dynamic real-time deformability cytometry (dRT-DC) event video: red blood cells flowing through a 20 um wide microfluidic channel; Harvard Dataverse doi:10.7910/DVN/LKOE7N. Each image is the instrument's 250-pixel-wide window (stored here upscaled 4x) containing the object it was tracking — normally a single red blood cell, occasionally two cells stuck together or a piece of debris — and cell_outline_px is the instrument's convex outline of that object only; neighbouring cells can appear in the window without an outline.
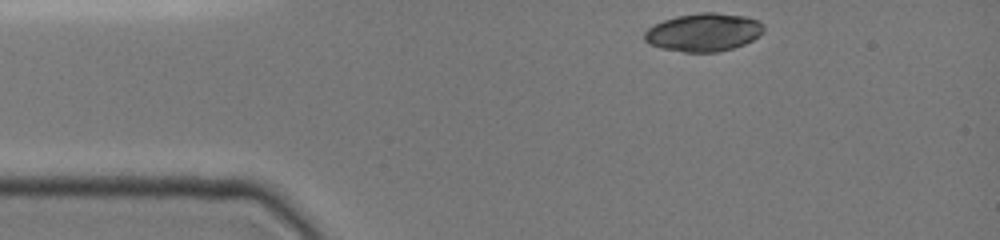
{"species": "common noctule bat (a hibernating species)", "species_latin": "Nyctalus noctula", "temperature_condition": "cold", "stored_images_in_passage": 13, "camera_frame_rate_fps": 3000, "um_per_image_px": 0.085, "animal": {"sex": "female", "body_mass_g": 19.0, "forearm_length_mm": 51.5}, "frame": {"image": 1, "passage_image": 1, "time_ms": 0.0, "image_size_px": [1000, 240], "cell_outline_px": [[764, 32], [752, 40], [744, 44], [732, 48], [716, 52], [684, 52], [660, 48], [648, 44], [644, 40], [644, 32], [648, 28], [664, 20], [676, 16], [700, 12], [716, 12], [744, 16], [756, 20], [764, 24]], "centroid_in_image_um": [59.79, 2.74], "position_along_channel_um": 25.2, "area_um2": 26.53}}
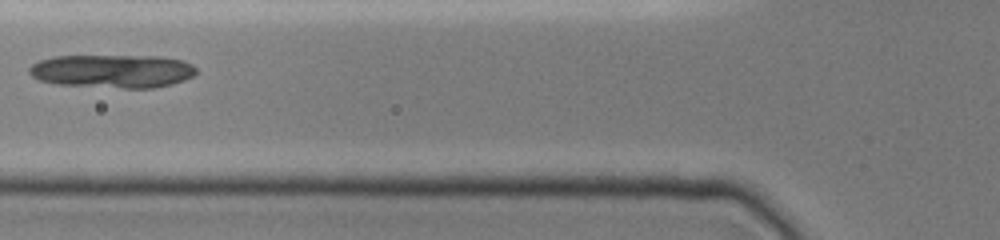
{"frame": {"image": 2, "passage_image": 10, "time_ms": 3.667, "image_size_px": [1000, 240], "cell_outline_px": [[196, 72], [192, 76], [184, 80], [172, 84], [152, 88], [124, 88], [56, 84], [40, 80], [32, 76], [28, 72], [28, 68], [32, 64], [40, 60], [52, 56], [164, 56], [184, 60], [192, 64], [196, 68]], "centroid_in_image_um": [9.57, 6.04], "position_along_channel_um": 116.2, "area_um2": 32.66}}
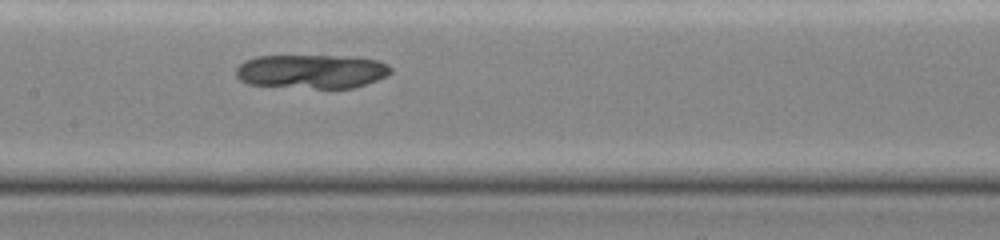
{"frame": {"image": 3, "passage_image": 13, "time_ms": 5.333, "image_size_px": [1000, 240], "cell_outline_px": [[392, 72], [388, 76], [352, 88], [316, 88], [248, 84], [240, 80], [236, 76], [236, 68], [244, 60], [256, 56], [352, 56], [380, 60], [388, 64], [392, 68]], "centroid_in_image_um": [26.52, 6.06], "position_along_channel_um": 180.9, "area_um2": 30.81}}